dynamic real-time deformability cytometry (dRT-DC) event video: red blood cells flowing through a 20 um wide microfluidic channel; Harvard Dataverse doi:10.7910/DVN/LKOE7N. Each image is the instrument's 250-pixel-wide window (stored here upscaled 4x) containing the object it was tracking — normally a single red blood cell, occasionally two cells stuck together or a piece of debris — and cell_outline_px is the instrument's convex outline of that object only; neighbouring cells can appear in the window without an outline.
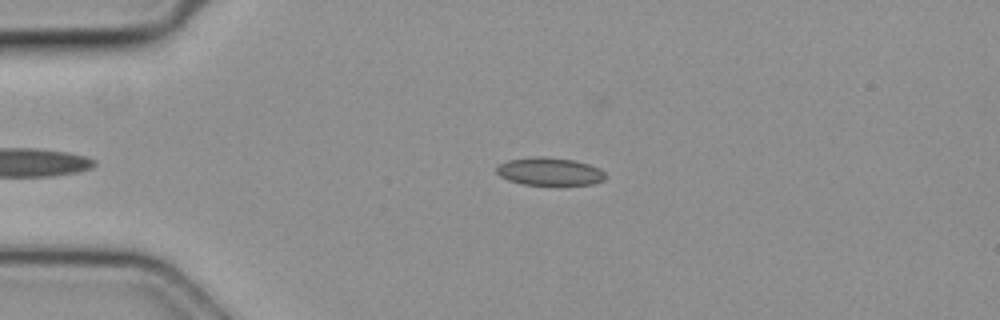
{"species": "common noctule bat (a hibernating species)", "species_latin": "Nyctalus noctula", "temperature_condition": "cold", "stored_images_in_passage": 43, "camera_frame_rate_fps": 3000, "um_per_image_px": 0.085, "animal": {"sex": "female", "body_mass_g": 19.3, "forearm_length_mm": 54.1}, "frame": {"image": 1, "passage_image": 11, "time_ms": 3.333, "image_size_px": [1000, 320], "cell_outline_px": [[604, 180], [592, 184], [520, 184], [508, 180], [500, 176], [496, 172], [496, 164], [508, 160], [532, 156], [544, 156], [572, 160], [588, 164], [600, 168], [604, 172]], "centroid_in_image_um": [46.65, 14.56], "position_along_channel_um": 38.3, "area_um2": 17.63}}
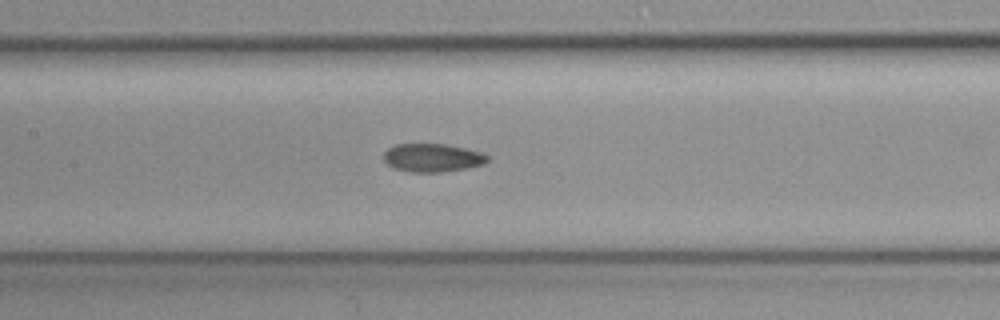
{"frame": {"image": 2, "passage_image": 23, "time_ms": 7.333, "image_size_px": [1000, 320], "cell_outline_px": [[488, 160], [484, 164], [468, 168], [440, 172], [408, 172], [392, 168], [384, 160], [384, 152], [388, 148], [396, 144], [444, 144], [484, 152], [488, 156]], "centroid_in_image_um": [36.76, 13.41], "position_along_channel_um": 170.6, "area_um2": 17.22}}
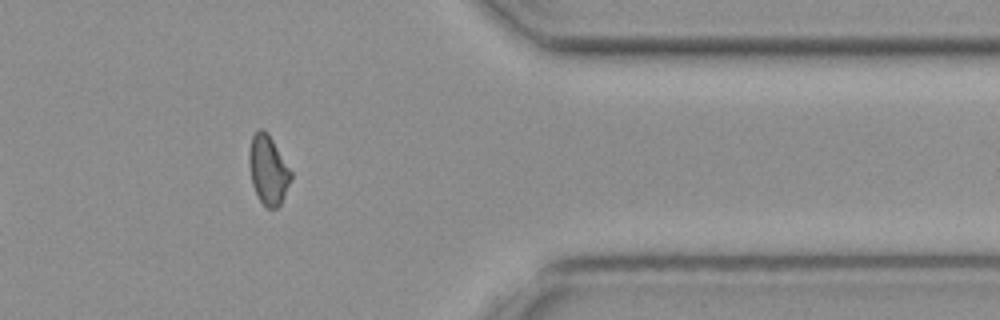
{"frame": {"image": 3, "passage_image": 40, "time_ms": 13.0, "image_size_px": [1000, 320], "cell_outline_px": [[292, 176], [284, 196], [280, 204], [276, 208], [268, 208], [260, 200], [252, 184], [248, 160], [248, 156], [252, 136], [260, 128], [264, 128], [268, 132], [292, 172]], "centroid_in_image_um": [22.79, 14.41], "position_along_channel_um": 388.6, "area_um2": 16.7}}